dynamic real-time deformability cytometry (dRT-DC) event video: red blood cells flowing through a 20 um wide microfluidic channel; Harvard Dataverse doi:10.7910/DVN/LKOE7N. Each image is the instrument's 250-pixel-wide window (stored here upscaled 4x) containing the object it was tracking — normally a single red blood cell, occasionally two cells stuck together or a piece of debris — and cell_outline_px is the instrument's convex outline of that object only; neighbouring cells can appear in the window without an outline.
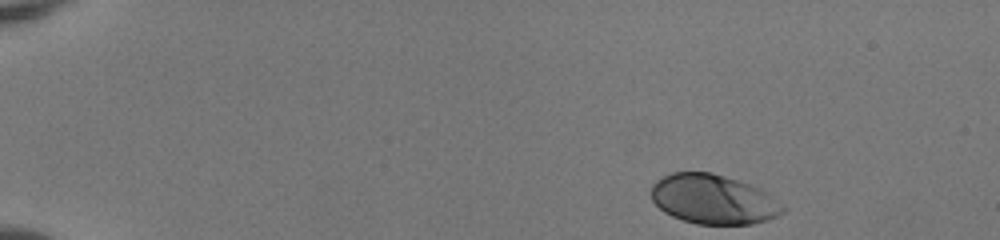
{"species": "human", "species_latin": "Homo sapiens", "temperature_condition": "room temperature", "stored_images_in_passage": 45, "camera_frame_rate_fps": 3000, "um_per_image_px": 0.085, "donor": {"sex": "female"}, "frame": {"image": 1, "passage_image": 1, "time_ms": 0.0, "image_size_px": [1000, 240], "cell_outline_px": [[784, 212], [768, 220], [752, 224], [696, 224], [672, 216], [664, 212], [652, 200], [652, 184], [656, 180], [672, 172], [712, 172], [760, 188], [768, 192], [784, 208]], "centroid_in_image_um": [60.62, 16.94], "position_along_channel_um": 24.4, "area_um2": 37.8}}
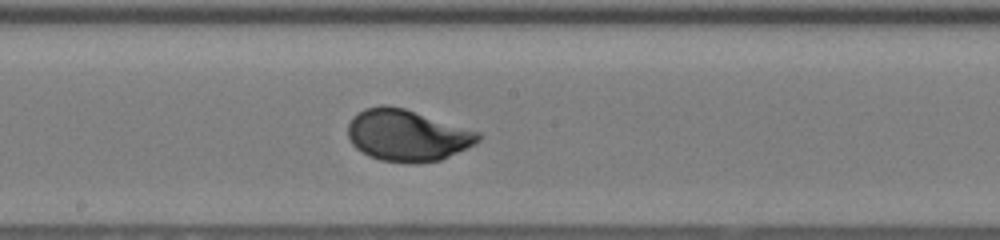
{"frame": {"image": 2, "passage_image": 24, "time_ms": 7.667, "image_size_px": [1000, 240], "cell_outline_px": [[480, 140], [476, 144], [440, 160], [416, 164], [408, 164], [380, 160], [368, 156], [356, 148], [352, 144], [348, 136], [348, 124], [352, 116], [356, 112], [364, 108], [380, 104], [384, 104], [404, 108], [480, 132]], "centroid_in_image_um": [34.58, 11.51], "position_along_channel_um": 213.6, "area_um2": 39.54}}
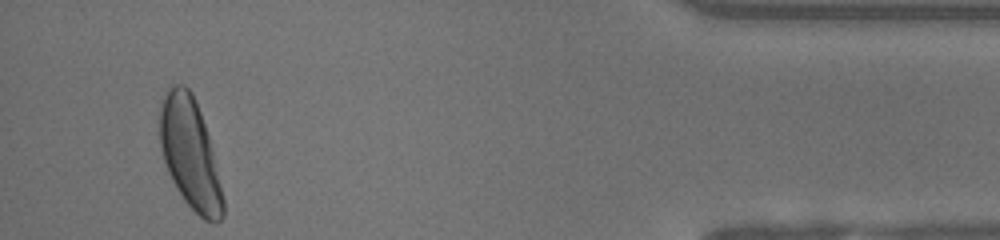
{"frame": {"image": 3, "passage_image": 43, "time_ms": 14.0, "image_size_px": [1000, 240], "cell_outline_px": [[224, 216], [216, 224], [212, 224], [204, 220], [184, 200], [176, 188], [168, 172], [160, 148], [160, 108], [164, 96], [168, 88], [172, 84], [184, 84], [192, 92], [200, 112], [208, 136], [224, 200]], "centroid_in_image_um": [16.14, 13.07], "position_along_channel_um": 419.1, "area_um2": 40.29}, "authors_computed_cell_mechanics": {"area_um2": 37.9746, "velocity_mm_per_s": 4.0708, "shape_relaxation_time_tau1_ms": 2.098, "shape_relaxation_time_tau2_ms": null, "deformation_change_tau1": 0.1467, "deformation_change_tau2": null}}